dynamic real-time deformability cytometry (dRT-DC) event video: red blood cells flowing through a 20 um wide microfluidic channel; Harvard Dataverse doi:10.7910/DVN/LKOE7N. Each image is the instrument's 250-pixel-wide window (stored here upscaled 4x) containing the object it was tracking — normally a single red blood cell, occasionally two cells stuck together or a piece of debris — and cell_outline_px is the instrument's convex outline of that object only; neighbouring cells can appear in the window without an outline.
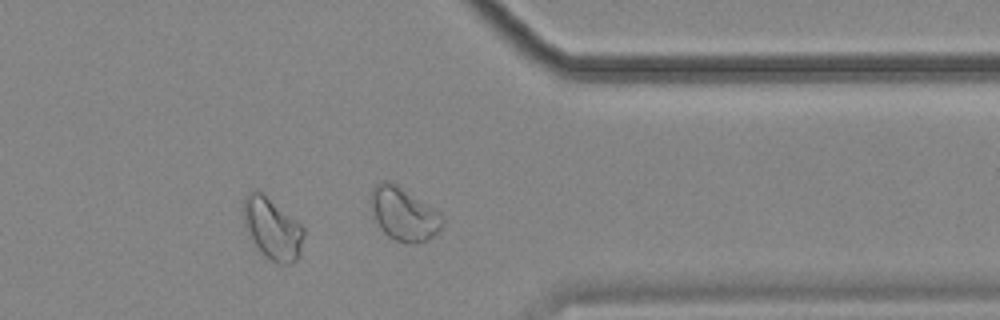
{"species": "common noctule bat (a hibernating species)", "species_latin": "Nyctalus noctula", "temperature_condition": "cold", "stored_images_in_passage": 40, "camera_frame_rate_fps": 3000, "um_per_image_px": 0.085, "animal": {"sex": "female", "body_mass_g": 18.4}, "frame": {"image": 1, "passage_image": 29, "time_ms": 9.333, "image_size_px": [1000, 320], "cell_outline_px": [[304, 236], [300, 252], [296, 260], [292, 264], [276, 264], [256, 244], [244, 224], [244, 196], [256, 188], [296, 220], [304, 228]], "centroid_in_image_um": [23.18, 19.42], "position_along_channel_um": 388.2, "area_um2": 20.98}, "authors_computed_cell_mechanics": {"area_um2": 18.4671, "velocity_mm_per_s": 3.5464, "shape_relaxation_time_tau1_ms": null, "shape_relaxation_time_tau2_ms": 4.8254, "deformation_change_tau1": null, "deformation_change_tau2": 0.0913}}